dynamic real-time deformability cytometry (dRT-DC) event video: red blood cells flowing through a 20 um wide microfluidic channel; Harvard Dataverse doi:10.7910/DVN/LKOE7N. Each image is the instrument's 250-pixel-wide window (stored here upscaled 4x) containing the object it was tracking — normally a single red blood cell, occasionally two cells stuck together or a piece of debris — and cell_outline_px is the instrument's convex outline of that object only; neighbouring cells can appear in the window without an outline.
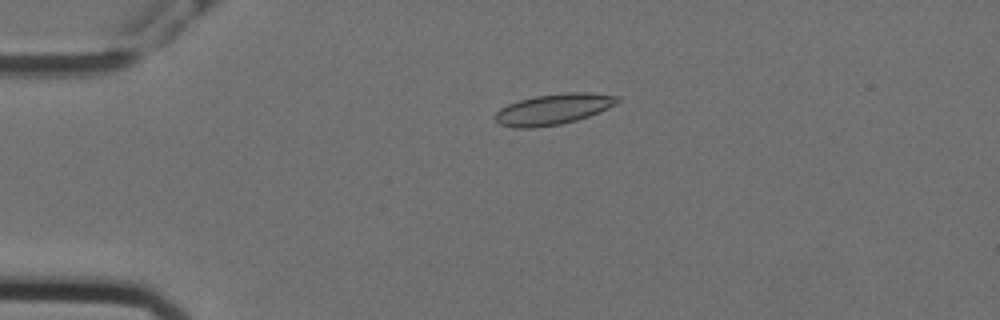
{"species": "Egyptian fruit bat (a non-hibernating species)", "species_latin": "Rousettus aegyptiacus", "temperature_condition": "cold", "stored_images_in_passage": 57, "camera_frame_rate_fps": 3000, "um_per_image_px": 0.085, "animal": {"sex": "female"}, "frame": {"image": 1, "passage_image": 13, "time_ms": 4.0, "image_size_px": [1000, 320], "cell_outline_px": [[620, 100], [616, 104], [588, 116], [576, 120], [560, 124], [532, 128], [512, 128], [500, 124], [492, 116], [500, 108], [508, 104], [520, 100], [536, 96], [564, 92], [588, 92], [620, 96]], "centroid_in_image_um": [47.01, 9.28], "position_along_channel_um": 38.0, "area_um2": 21.91}}
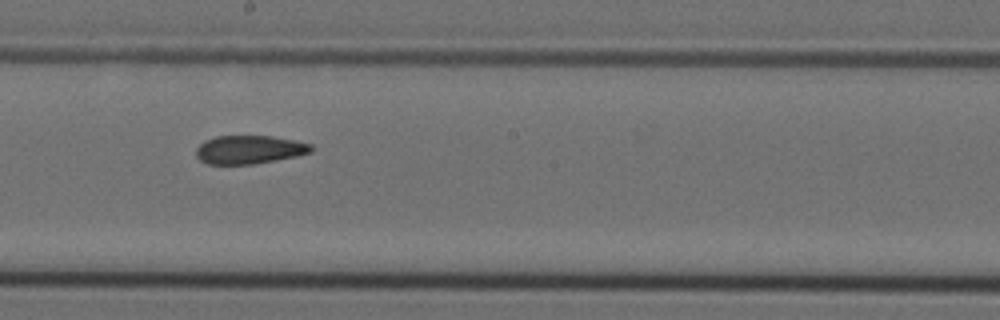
{"frame": {"image": 2, "passage_image": 32, "time_ms": 10.333, "image_size_px": [1000, 320], "cell_outline_px": [[312, 152], [296, 156], [276, 160], [252, 164], [208, 164], [200, 160], [196, 156], [196, 148], [204, 140], [216, 136], [272, 136], [312, 144]], "centroid_in_image_um": [21.17, 12.72], "position_along_channel_um": 227.0, "area_um2": 19.02}}
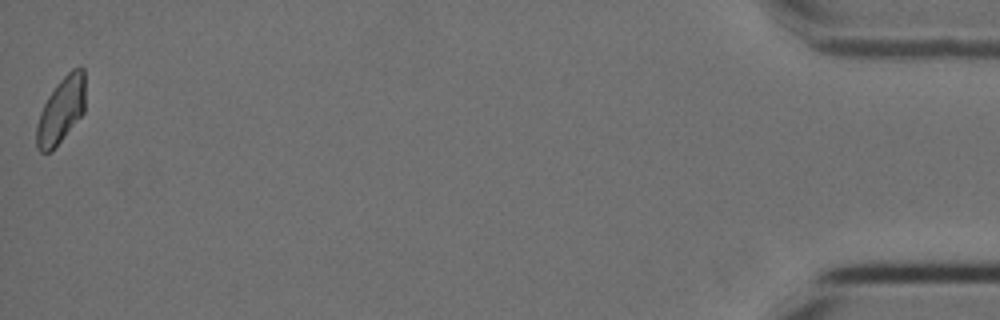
{"frame": {"image": 3, "passage_image": 57, "time_ms": 18.667, "image_size_px": [1000, 320], "cell_outline_px": [[84, 112], [52, 152], [40, 152], [36, 148], [36, 124], [40, 112], [48, 96], [56, 84], [72, 68], [80, 64], [84, 68]], "centroid_in_image_um": [5.18, 9.37], "position_along_channel_um": 430.0, "area_um2": 18.9}, "authors_computed_cell_mechanics": {"area_um2": 20.1144, "velocity_mm_per_s": 3.5477, "shape_relaxation_time_tau1_ms": null, "shape_relaxation_time_tau2_ms": 3.0955, "deformation_change_tau1": null, "deformation_change_tau2": 0.0911}}